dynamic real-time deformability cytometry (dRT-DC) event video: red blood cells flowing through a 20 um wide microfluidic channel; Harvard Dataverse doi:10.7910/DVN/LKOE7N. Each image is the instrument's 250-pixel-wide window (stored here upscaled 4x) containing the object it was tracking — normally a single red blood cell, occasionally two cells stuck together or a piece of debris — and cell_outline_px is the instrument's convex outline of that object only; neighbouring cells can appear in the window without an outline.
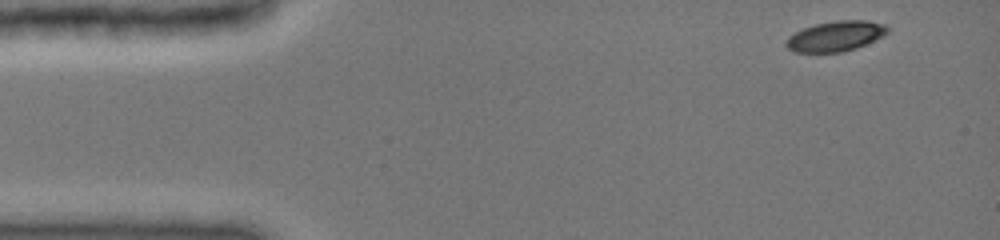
{"species": "common noctule bat (a hibernating species)", "species_latin": "Nyctalus noctula", "temperature_condition": "cold", "stored_images_in_passage": 18, "camera_frame_rate_fps": 3000, "um_per_image_px": 0.085, "animal": {"sex": "female", "body_mass_g": 19.0, "forearm_length_mm": 51.5}, "frame": {"image": 1, "passage_image": 1, "time_ms": 0.0, "image_size_px": [1000, 240], "cell_outline_px": [[888, 32], [884, 36], [856, 48], [844, 52], [792, 52], [784, 44], [788, 36], [804, 28], [816, 24], [836, 20], [868, 20], [884, 24], [888, 28]], "centroid_in_image_um": [71.03, 3.08], "position_along_channel_um": 14.0, "area_um2": 17.92}}
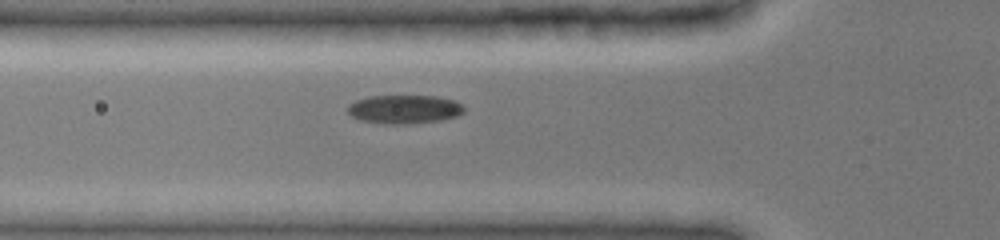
{"frame": {"image": 2, "passage_image": 8, "time_ms": 2.333, "image_size_px": [1000, 240], "cell_outline_px": [[464, 112], [456, 116], [440, 120], [408, 124], [384, 124], [360, 120], [352, 116], [348, 112], [348, 104], [356, 100], [368, 96], [436, 96], [452, 100], [464, 104]], "centroid_in_image_um": [34.36, 9.29], "position_along_channel_um": 91.4, "area_um2": 19.48}}
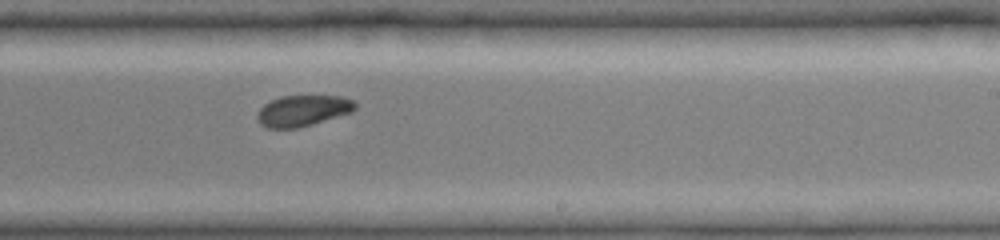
{"frame": {"image": 3, "passage_image": 18, "time_ms": 5.667, "image_size_px": [1000, 240], "cell_outline_px": [[356, 108], [352, 112], [312, 124], [296, 128], [268, 128], [260, 124], [256, 116], [260, 108], [264, 104], [280, 96], [344, 96], [352, 100], [356, 104]], "centroid_in_image_um": [25.73, 9.4], "position_along_channel_um": 263.3, "area_um2": 17.63}}